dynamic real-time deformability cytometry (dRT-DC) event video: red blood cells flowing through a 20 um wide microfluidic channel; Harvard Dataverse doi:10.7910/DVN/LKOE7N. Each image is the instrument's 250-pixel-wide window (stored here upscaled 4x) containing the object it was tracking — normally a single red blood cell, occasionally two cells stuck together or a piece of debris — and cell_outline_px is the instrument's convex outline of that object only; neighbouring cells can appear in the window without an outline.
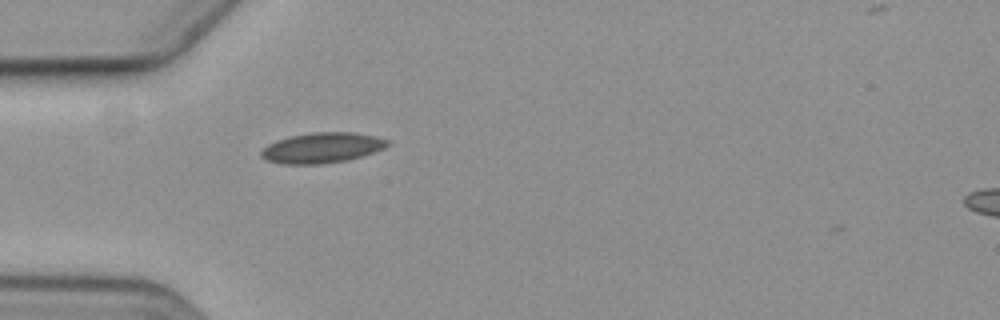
{"species": "common noctule bat (a hibernating species)", "species_latin": "Nyctalus noctula", "temperature_condition": "cold", "stored_images_in_passage": 2, "camera_frame_rate_fps": 3000, "um_per_image_px": 0.085, "animal": {"sex": "female", "body_mass_g": 19.3, "forearm_length_mm": 54.1}, "frame": {"image": 1, "passage_image": 1, "time_ms": 0.0, "image_size_px": [1000, 320], "cell_outline_px": [[388, 144], [384, 148], [348, 160], [320, 164], [280, 164], [268, 160], [260, 156], [260, 152], [268, 144], [276, 140], [288, 136], [312, 132], [356, 132], [376, 136], [388, 140]], "centroid_in_image_um": [27.34, 12.55], "position_along_channel_um": 57.7, "area_um2": 22.37}}